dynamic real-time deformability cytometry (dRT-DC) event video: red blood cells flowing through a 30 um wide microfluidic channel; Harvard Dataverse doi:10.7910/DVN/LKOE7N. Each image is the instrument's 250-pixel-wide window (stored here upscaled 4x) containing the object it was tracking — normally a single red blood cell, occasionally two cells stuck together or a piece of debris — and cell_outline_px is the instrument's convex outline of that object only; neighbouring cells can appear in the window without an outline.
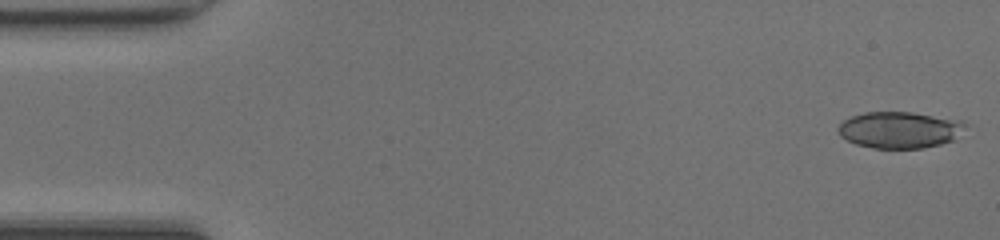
{"species": "common noctule bat (a hibernating species)", "species_latin": "Nyctalus noctula", "temperature_condition": "room temperature", "stored_images_in_passage": 47, "camera_frame_rate_fps": 3000, "um_per_image_px": 0.085, "animal": {"sex": "female", "body_mass_g": 20.0, "forearm_length_mm": 54.0}, "frame": {"image": 1, "passage_image": 1, "time_ms": 0.0, "image_size_px": [1000, 240], "cell_outline_px": [[964, 124], [956, 140], [924, 148], [872, 148], [856, 144], [840, 136], [836, 128], [844, 120], [852, 116], [864, 112], [912, 112], [964, 120]], "centroid_in_image_um": [76.46, 11.04], "position_along_channel_um": 8.5, "area_um2": 27.11}}
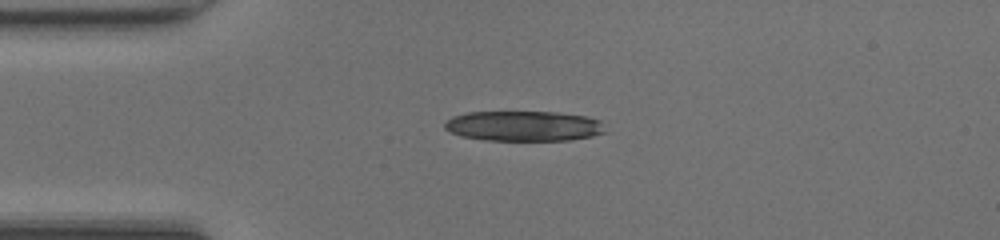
{"frame": {"image": 2, "passage_image": 11, "time_ms": 3.333, "image_size_px": [1000, 240], "cell_outline_px": [[604, 132], [592, 136], [568, 140], [484, 140], [460, 136], [444, 128], [444, 120], [452, 116], [468, 112], [556, 112], [584, 116], [600, 120]], "centroid_in_image_um": [44.45, 10.71], "position_along_channel_um": 40.6, "area_um2": 28.15}}